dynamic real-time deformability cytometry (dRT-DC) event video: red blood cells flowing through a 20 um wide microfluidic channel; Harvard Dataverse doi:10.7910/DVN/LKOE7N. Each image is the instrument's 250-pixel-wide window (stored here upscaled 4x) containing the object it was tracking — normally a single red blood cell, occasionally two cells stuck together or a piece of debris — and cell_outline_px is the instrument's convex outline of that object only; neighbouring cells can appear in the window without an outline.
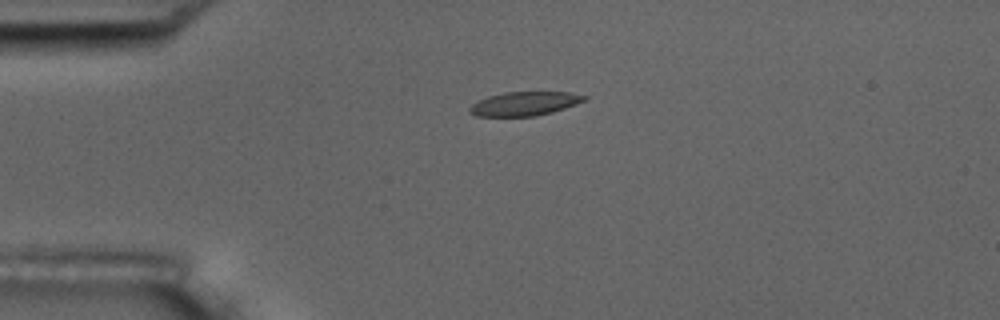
{"species": "common noctule bat (a hibernating species)", "species_latin": "Nyctalus noctula", "temperature_condition": "room temperature", "stored_images_in_passage": 2, "camera_frame_rate_fps": 3000, "um_per_image_px": 0.085, "animal": {"sex": "male", "body_mass_g": 17.5, "forearm_length_mm": 52.3}, "frame": {"image": 1, "passage_image": 1, "time_ms": 0.0, "image_size_px": [1000, 320], "cell_outline_px": [[588, 96], [584, 100], [576, 104], [552, 112], [536, 116], [476, 116], [468, 112], [468, 108], [472, 104], [488, 96], [504, 92], [568, 92]], "centroid_in_image_um": [44.55, 8.81], "position_along_channel_um": 40.4, "area_um2": 15.9}}